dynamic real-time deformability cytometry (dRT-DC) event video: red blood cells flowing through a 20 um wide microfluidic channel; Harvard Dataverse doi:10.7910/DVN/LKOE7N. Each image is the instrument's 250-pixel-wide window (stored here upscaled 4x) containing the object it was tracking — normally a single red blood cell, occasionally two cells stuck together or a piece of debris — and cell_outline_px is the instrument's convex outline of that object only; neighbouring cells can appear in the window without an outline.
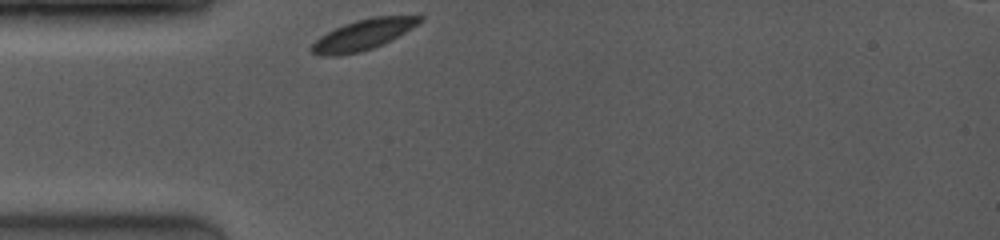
{"species": "common noctule bat (a hibernating species)", "species_latin": "Nyctalus noctula", "temperature_condition": "room temperature", "stored_images_in_passage": 39, "camera_frame_rate_fps": 4000, "um_per_image_px": 0.085, "animal": {"sex": "female", "body_mass_g": 19.0, "forearm_length_mm": 53.3}, "frame": {"image": 1, "passage_image": 1, "time_ms": 0.0, "image_size_px": [1000, 240], "cell_outline_px": [[424, 20], [404, 32], [372, 48], [360, 52], [332, 56], [312, 52], [312, 44], [320, 36], [344, 24], [356, 20], [376, 16], [424, 16]], "centroid_in_image_um": [30.87, 2.93], "position_along_channel_um": 54.1, "area_um2": 18.5}}
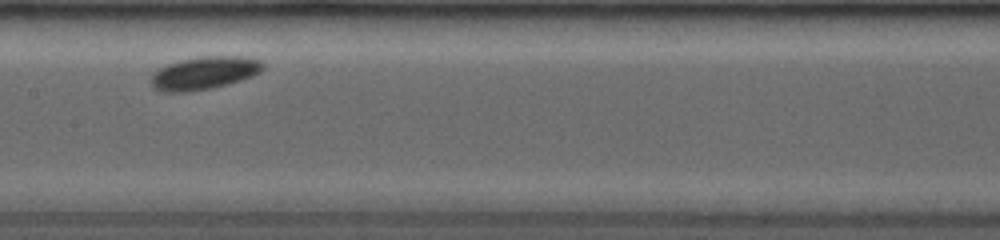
{"frame": {"image": 2, "passage_image": 16, "time_ms": 3.75, "image_size_px": [1000, 240], "cell_outline_px": [[264, 64], [256, 72], [248, 76], [224, 84], [208, 88], [184, 92], [168, 92], [156, 88], [152, 84], [152, 76], [160, 68], [168, 64], [180, 60], [200, 56], [240, 56], [260, 60]], "centroid_in_image_um": [17.31, 6.18], "position_along_channel_um": 190.1, "area_um2": 20.46}}
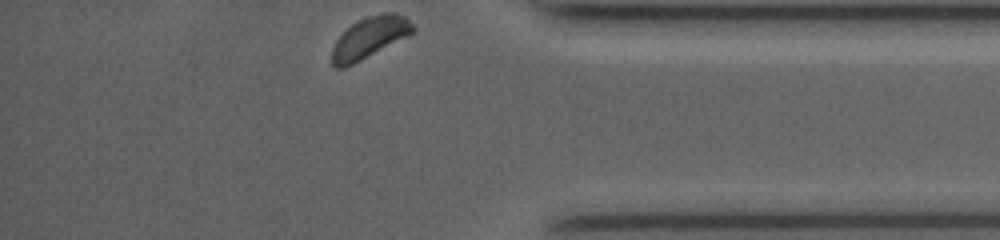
{"frame": {"image": 3, "passage_image": 39, "time_ms": 9.5, "image_size_px": [1000, 240], "cell_outline_px": [[416, 28], [408, 36], [344, 68], [336, 68], [332, 64], [332, 48], [336, 40], [352, 24], [368, 16], [384, 12], [392, 12], [404, 16]], "centroid_in_image_um": [31.41, 3.19], "position_along_channel_um": 403.8, "area_um2": 19.02}, "authors_computed_cell_mechanics": {"area_um2": 18.9006, "velocity_mm_per_s": 3.8284, "shape_relaxation_time_tau1_ms": 0.5815, "shape_relaxation_time_tau2_ms": null, "deformation_change_tau1": 0.0387, "deformation_change_tau2": null}}